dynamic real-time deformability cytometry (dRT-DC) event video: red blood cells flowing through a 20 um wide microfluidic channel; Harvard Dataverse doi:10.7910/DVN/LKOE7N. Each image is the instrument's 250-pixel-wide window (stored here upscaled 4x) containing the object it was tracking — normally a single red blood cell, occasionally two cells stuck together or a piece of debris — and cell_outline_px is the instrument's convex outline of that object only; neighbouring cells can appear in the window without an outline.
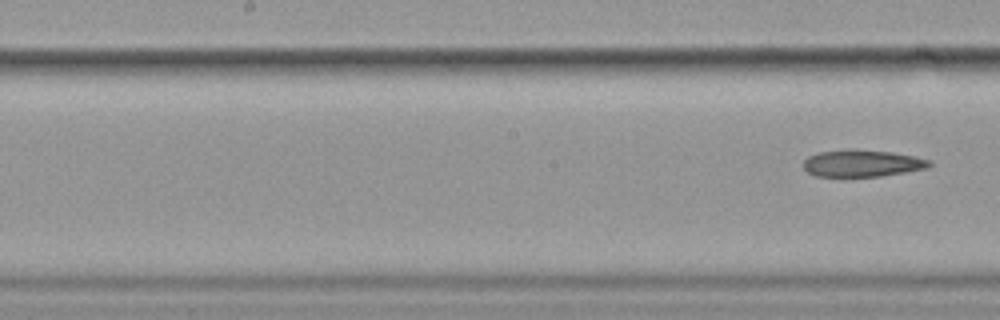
{"species": "common noctule bat (a hibernating species)", "species_latin": "Nyctalus noctula", "temperature_condition": "cold", "stored_images_in_passage": 9, "segment_of_instrument_passage": [2, 2], "camera_frame_rate_fps": 3000, "um_per_image_px": 0.085, "animal": {"sex": "female", "body_mass_g": 19.9}, "frame": {"image": 1, "passage_image": 9, "time_ms": 10.667, "image_size_px": [1000, 320], "cell_outline_px": [[932, 164], [924, 168], [904, 172], [880, 176], [816, 176], [808, 172], [804, 168], [804, 160], [808, 156], [820, 152], [848, 148], [856, 148], [892, 152], [932, 160]], "centroid_in_image_um": [73.26, 13.86], "position_along_channel_um": 174.9, "area_um2": 19.77}}